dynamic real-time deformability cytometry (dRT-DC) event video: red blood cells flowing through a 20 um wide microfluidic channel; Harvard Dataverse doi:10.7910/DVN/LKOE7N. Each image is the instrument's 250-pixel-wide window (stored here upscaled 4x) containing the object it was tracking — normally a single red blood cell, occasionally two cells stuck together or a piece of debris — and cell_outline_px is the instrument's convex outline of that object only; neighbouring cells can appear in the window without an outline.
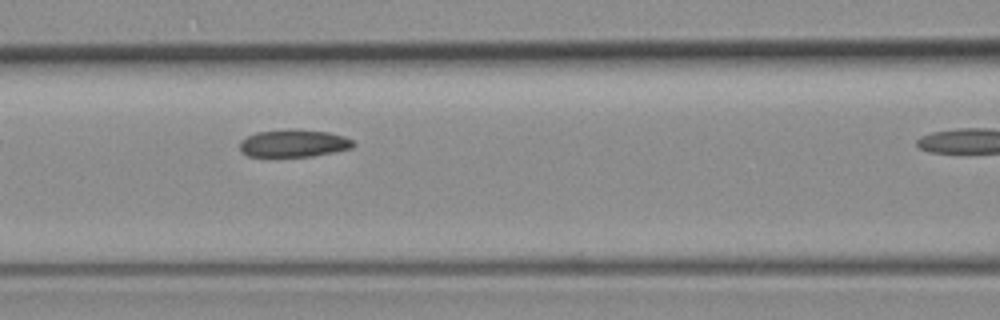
{"species": "common noctule bat (a hibernating species)", "species_latin": "Nyctalus noctula", "temperature_condition": "room temperature", "stored_images_in_passage": 6, "camera_frame_rate_fps": 3000, "um_per_image_px": 0.085, "animal": {"sex": "female", "body_mass_g": 19.3, "forearm_length_mm": 54.1}, "frame": {"image": 1, "passage_image": 5, "time_ms": 4.333, "image_size_px": [1000, 320], "cell_outline_px": [[356, 144], [352, 148], [312, 156], [248, 156], [240, 152], [240, 140], [256, 132], [288, 128], [296, 128], [328, 132], [344, 136], [352, 140]], "centroid_in_image_um": [24.95, 12.16], "position_along_channel_um": 141.7, "area_um2": 18.38}}